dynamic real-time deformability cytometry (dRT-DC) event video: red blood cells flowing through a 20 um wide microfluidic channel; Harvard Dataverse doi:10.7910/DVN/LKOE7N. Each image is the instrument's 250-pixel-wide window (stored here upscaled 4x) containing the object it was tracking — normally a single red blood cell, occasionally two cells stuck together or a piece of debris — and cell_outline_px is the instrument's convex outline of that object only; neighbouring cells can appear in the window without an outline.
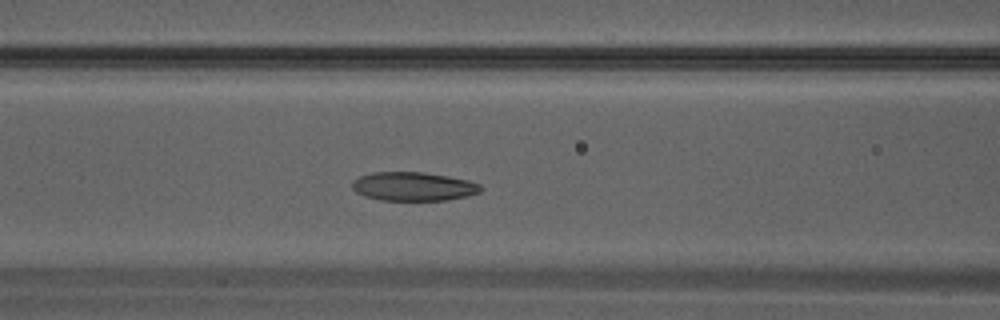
{"species": "Egyptian fruit bat (a non-hibernating species)", "species_latin": "Rousettus aegyptiacus", "temperature_condition": "warm", "stored_images_in_passage": 32, "camera_frame_rate_fps": 3000, "um_per_image_px": 0.085, "animal": {"sex": "male"}, "frame": {"image": 1, "passage_image": 13, "time_ms": 4.0, "image_size_px": [1000, 320], "cell_outline_px": [[480, 192], [468, 196], [448, 200], [380, 200], [364, 196], [356, 192], [352, 188], [352, 180], [360, 176], [372, 172], [424, 172], [448, 176], [468, 180], [480, 184]], "centroid_in_image_um": [35.12, 15.85], "position_along_channel_um": 131.5, "area_um2": 21.62}}
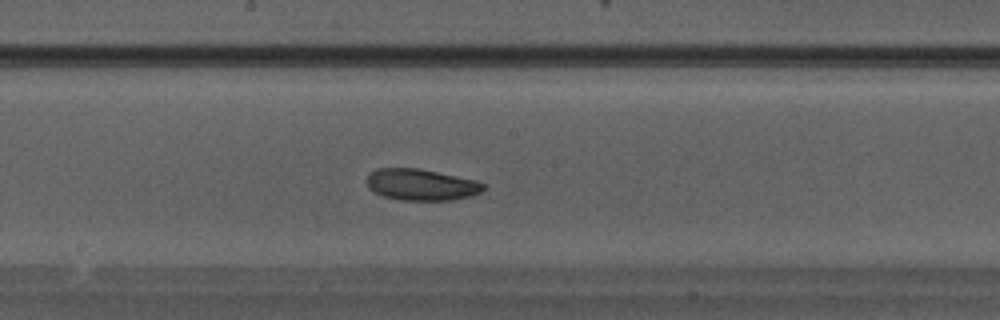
{"frame": {"image": 2, "passage_image": 17, "time_ms": 5.333, "image_size_px": [1000, 320], "cell_outline_px": [[484, 188], [480, 192], [468, 196], [452, 200], [400, 200], [384, 196], [368, 188], [364, 180], [376, 168], [416, 168], [476, 180], [484, 184]], "centroid_in_image_um": [35.75, 15.69], "position_along_channel_um": 212.4, "area_um2": 21.15}}
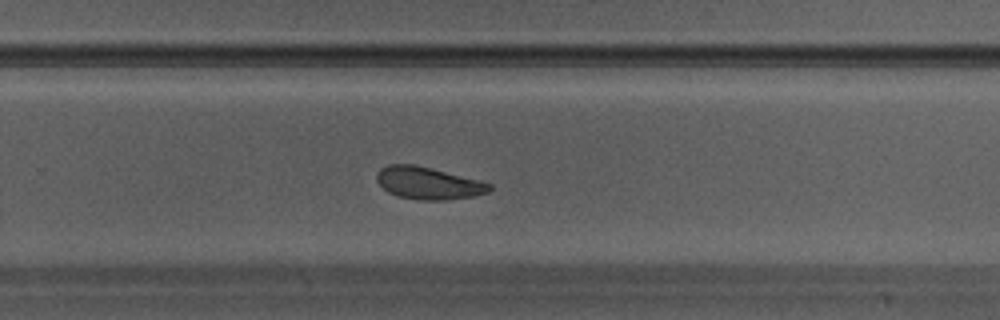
{"frame": {"image": 3, "passage_image": 21, "time_ms": 6.667, "image_size_px": [1000, 320], "cell_outline_px": [[492, 188], [488, 192], [472, 196], [444, 200], [420, 200], [400, 196], [388, 192], [376, 180], [376, 172], [380, 168], [388, 164], [412, 164], [432, 168], [492, 184]], "centroid_in_image_um": [36.37, 15.55], "position_along_channel_um": 293.4, "area_um2": 20.98}}